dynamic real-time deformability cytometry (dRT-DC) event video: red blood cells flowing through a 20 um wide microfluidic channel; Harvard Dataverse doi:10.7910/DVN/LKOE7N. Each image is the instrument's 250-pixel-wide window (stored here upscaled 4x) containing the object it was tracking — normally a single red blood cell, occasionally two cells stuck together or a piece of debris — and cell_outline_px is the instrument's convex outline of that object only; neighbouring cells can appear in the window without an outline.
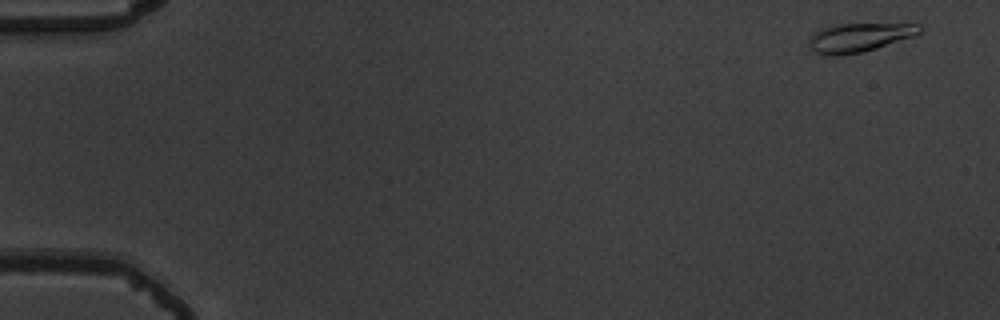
{"species": "common noctule bat (a hibernating species)", "species_latin": "Nyctalus noctula", "temperature_condition": "warm", "stored_images_in_passage": 54, "camera_frame_rate_fps": 3000, "um_per_image_px": 0.085, "animal": {"sex": "male", "body_mass_g": 19.5, "forearm_length_mm": 54.6}, "frame": {"image": 1, "passage_image": 2, "time_ms": 0.333, "image_size_px": [1000, 320], "cell_outline_px": [[924, 28], [916, 36], [876, 48], [860, 52], [836, 56], [824, 56], [812, 52], [808, 40], [808, 36], [812, 32], [820, 28], [836, 24], [924, 24]], "centroid_in_image_um": [73.0, 3.18], "position_along_channel_um": 12.0, "area_um2": 19.02}}
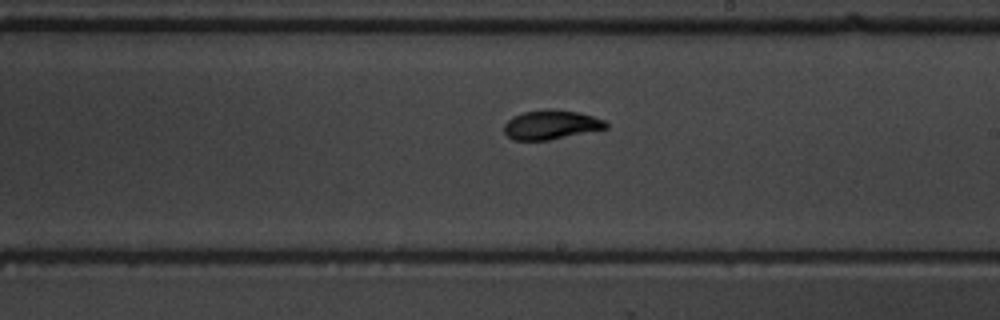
{"frame": {"image": 2, "passage_image": 32, "time_ms": 10.333, "image_size_px": [1000, 320], "cell_outline_px": [[608, 128], [548, 140], [512, 140], [504, 132], [504, 124], [512, 116], [524, 112], [544, 108], [552, 108], [576, 112], [592, 116], [604, 120], [608, 124]], "centroid_in_image_um": [46.81, 10.59], "position_along_channel_um": 242.2, "area_um2": 17.4}}
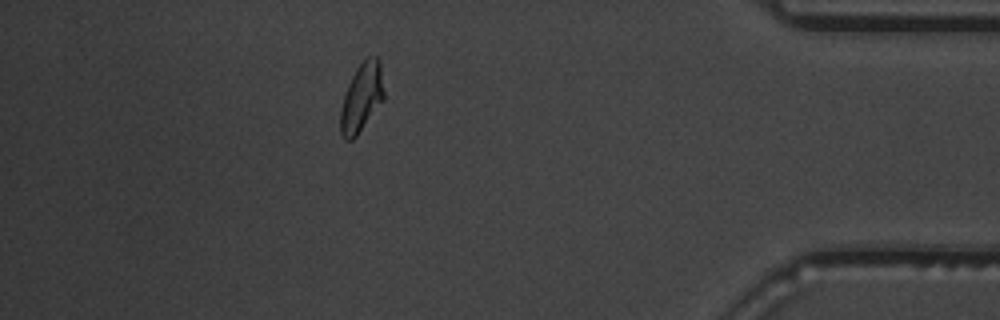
{"frame": {"image": 3, "passage_image": 48, "time_ms": 15.667, "image_size_px": [1000, 320], "cell_outline_px": [[384, 100], [356, 136], [352, 140], [344, 140], [340, 132], [340, 108], [348, 84], [356, 68], [368, 56], [376, 56], [380, 60], [384, 92]], "centroid_in_image_um": [30.74, 8.29], "position_along_channel_um": 404.5, "area_um2": 17.46}, "authors_computed_cell_mechanics": {"area_um2": 17.2244, "velocity_mm_per_s": 3.7703, "shape_relaxation_time_tau1_ms": 3.9231, "shape_relaxation_time_tau2_ms": 1.5053, "deformation_change_tau1": 0.1695, "deformation_change_tau2": 0.0556}}